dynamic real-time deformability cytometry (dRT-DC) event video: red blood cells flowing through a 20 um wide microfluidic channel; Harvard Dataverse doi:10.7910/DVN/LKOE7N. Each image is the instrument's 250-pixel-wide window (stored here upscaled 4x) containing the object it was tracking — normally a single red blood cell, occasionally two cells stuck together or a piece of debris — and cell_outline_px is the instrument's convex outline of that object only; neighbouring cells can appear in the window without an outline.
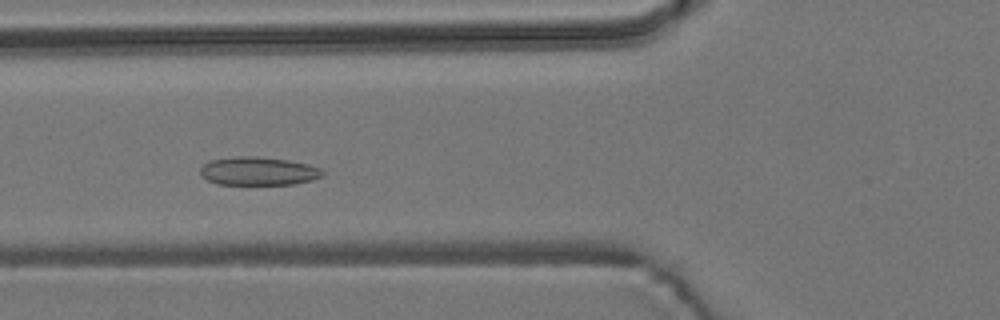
{"species": "common noctule bat (a hibernating species)", "species_latin": "Nyctalus noctula", "temperature_condition": "room temperature", "stored_images_in_passage": 8, "camera_frame_rate_fps": 3000, "um_per_image_px": 0.085, "animal": {"sex": "male", "body_mass_g": 19.2, "forearm_length_mm": 51.8}, "frame": {"image": 1, "passage_image": 5, "time_ms": 4.667, "image_size_px": [1000, 320], "cell_outline_px": [[324, 176], [312, 180], [296, 184], [216, 184], [200, 176], [200, 168], [208, 160], [240, 156], [256, 156], [288, 160], [308, 164], [320, 168], [324, 172]], "centroid_in_image_um": [21.95, 14.54], "position_along_channel_um": 103.8, "area_um2": 20.35}}
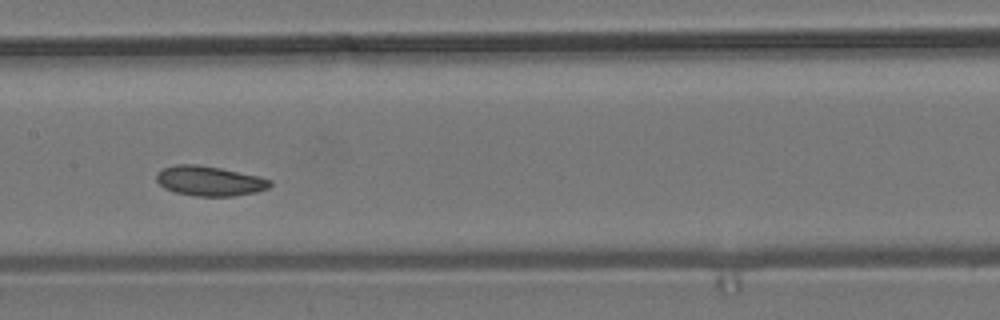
{"frame": {"image": 2, "passage_image": 7, "time_ms": 7.0, "image_size_px": [1000, 320], "cell_outline_px": [[272, 184], [268, 188], [256, 192], [236, 196], [196, 196], [176, 192], [164, 188], [156, 180], [156, 172], [164, 168], [176, 164], [196, 164], [220, 168], [260, 176], [272, 180]], "centroid_in_image_um": [17.82, 15.38], "position_along_channel_um": 189.6, "area_um2": 19.83}}
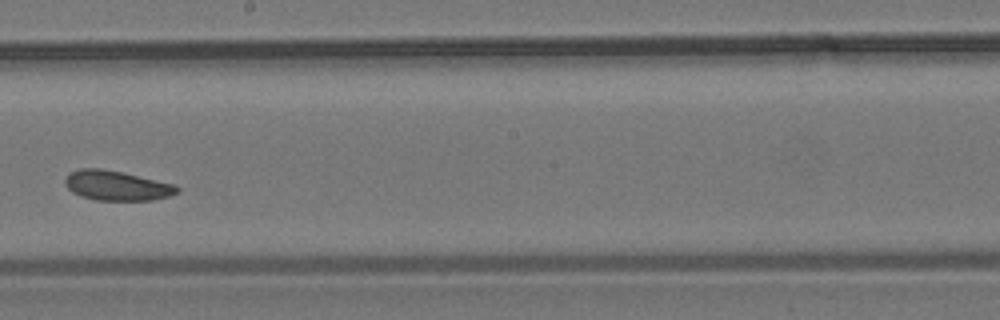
{"frame": {"image": 3, "passage_image": 8, "time_ms": 8.333, "image_size_px": [1000, 320], "cell_outline_px": [[180, 192], [168, 196], [152, 200], [96, 200], [80, 196], [72, 192], [64, 184], [64, 180], [68, 172], [80, 168], [100, 168], [120, 172], [176, 184], [180, 188]], "centroid_in_image_um": [9.9, 15.77], "position_along_channel_um": 238.3, "area_um2": 19.54}}